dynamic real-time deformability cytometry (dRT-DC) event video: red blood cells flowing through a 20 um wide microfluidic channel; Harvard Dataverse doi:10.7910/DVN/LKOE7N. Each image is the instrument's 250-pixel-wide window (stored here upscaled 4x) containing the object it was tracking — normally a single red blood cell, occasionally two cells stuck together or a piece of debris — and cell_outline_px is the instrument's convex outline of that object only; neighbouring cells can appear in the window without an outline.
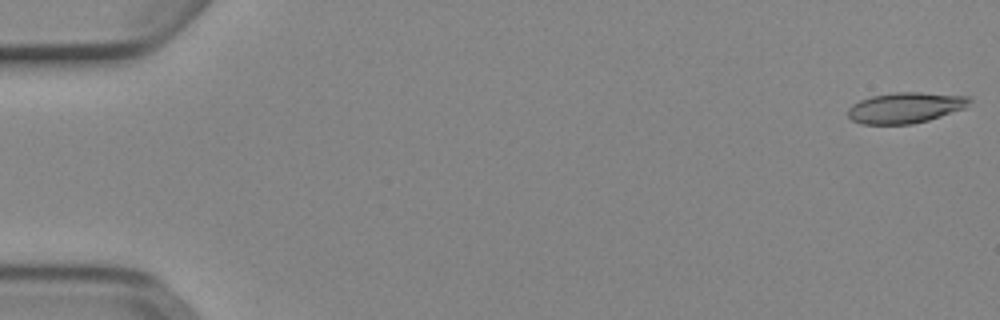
{"species": "Egyptian fruit bat (a non-hibernating species)", "species_latin": "Rousettus aegyptiacus", "temperature_condition": "cold", "stored_images_in_passage": 15, "camera_frame_rate_fps": 3000, "um_per_image_px": 0.085, "animal": {"sex": "female"}, "frame": {"image": 1, "passage_image": 1, "time_ms": 0.0, "image_size_px": [1000, 320], "cell_outline_px": [[972, 100], [964, 108], [928, 120], [912, 124], [860, 124], [852, 120], [848, 116], [848, 108], [852, 104], [860, 100], [872, 96], [896, 92], [920, 92], [972, 96]], "centroid_in_image_um": [76.96, 9.15], "position_along_channel_um": 8.0, "area_um2": 21.79}}
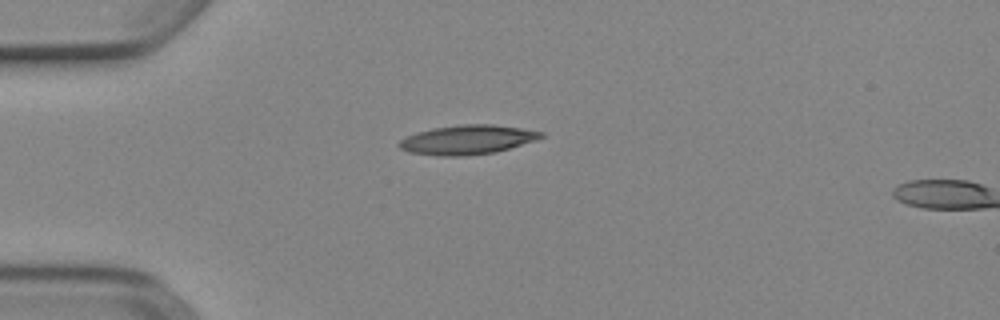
{"frame": {"image": 2, "passage_image": 14, "time_ms": 4.333, "image_size_px": [1000, 320], "cell_outline_px": [[544, 136], [536, 140], [496, 152], [464, 156], [440, 156], [408, 152], [400, 148], [396, 144], [400, 140], [416, 132], [432, 128], [460, 124], [492, 124], [520, 128], [544, 132]], "centroid_in_image_um": [39.7, 11.88], "position_along_channel_um": 45.3, "area_um2": 24.28}}